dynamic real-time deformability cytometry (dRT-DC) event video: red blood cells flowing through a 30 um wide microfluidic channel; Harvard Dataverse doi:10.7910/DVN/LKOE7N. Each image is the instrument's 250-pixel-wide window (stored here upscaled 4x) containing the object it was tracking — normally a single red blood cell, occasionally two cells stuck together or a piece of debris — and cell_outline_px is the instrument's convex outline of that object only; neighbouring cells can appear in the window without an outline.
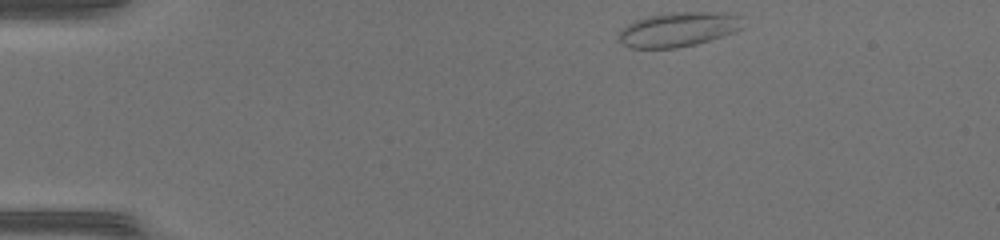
{"species": "common noctule bat (a hibernating species)", "species_latin": "Nyctalus noctula", "temperature_condition": "warm", "stored_images_in_passage": 42, "camera_frame_rate_fps": 3000, "um_per_image_px": 0.085, "animal": {"sex": "female", "body_mass_g": 17.0, "forearm_length_mm": 48.0}, "frame": {"image": 1, "passage_image": 1, "time_ms": 0.0, "image_size_px": [1000, 240], "cell_outline_px": [[744, 28], [736, 32], [724, 36], [696, 44], [676, 48], [632, 48], [624, 44], [620, 40], [620, 32], [628, 24], [636, 20], [648, 16], [668, 12], [736, 12], [744, 16]], "centroid_in_image_um": [57.81, 2.47], "position_along_channel_um": 27.2, "area_um2": 25.37}}
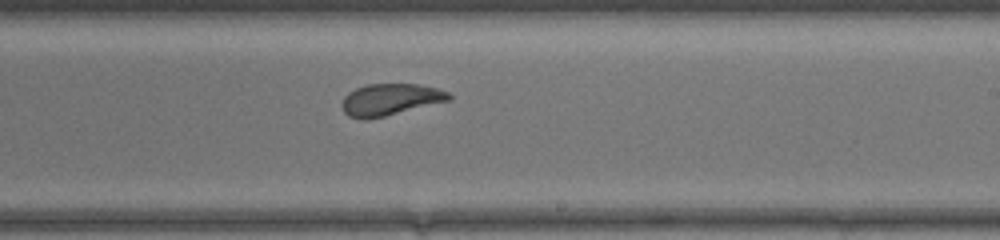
{"frame": {"image": 2, "passage_image": 23, "time_ms": 7.333, "image_size_px": [1000, 240], "cell_outline_px": [[452, 100], [384, 116], [348, 116], [344, 112], [340, 104], [344, 96], [348, 92], [356, 88], [368, 84], [420, 84], [436, 88], [448, 92], [452, 96]], "centroid_in_image_um": [33.21, 8.42], "position_along_channel_um": 255.8, "area_um2": 19.36}}
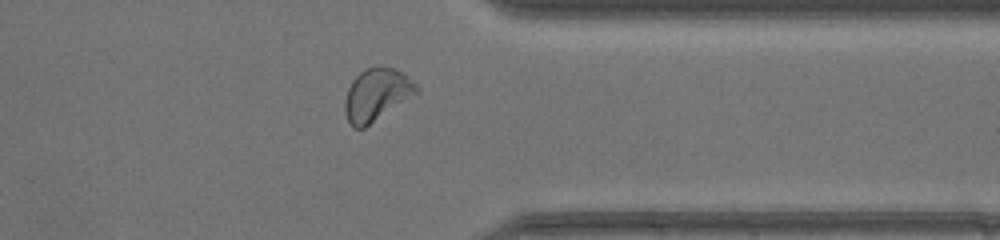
{"frame": {"image": 3, "passage_image": 32, "time_ms": 10.333, "image_size_px": [1000, 240], "cell_outline_px": [[420, 92], [364, 128], [352, 128], [344, 112], [344, 100], [348, 88], [352, 80], [364, 68], [396, 68], [408, 76], [420, 88]], "centroid_in_image_um": [32.02, 8.06], "position_along_channel_um": 379.4, "area_um2": 21.91}, "authors_computed_cell_mechanics": {"area_um2": 21.2993, "velocity_mm_per_s": 4.2552, "shape_relaxation_time_tau1_ms": 5.052, "shape_relaxation_time_tau2_ms": 0.7707, "deformation_change_tau1": 0.1377, "deformation_change_tau2": 0.0427}}